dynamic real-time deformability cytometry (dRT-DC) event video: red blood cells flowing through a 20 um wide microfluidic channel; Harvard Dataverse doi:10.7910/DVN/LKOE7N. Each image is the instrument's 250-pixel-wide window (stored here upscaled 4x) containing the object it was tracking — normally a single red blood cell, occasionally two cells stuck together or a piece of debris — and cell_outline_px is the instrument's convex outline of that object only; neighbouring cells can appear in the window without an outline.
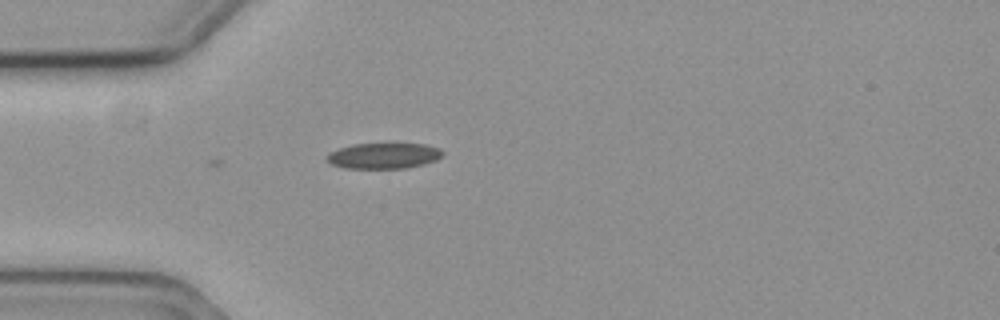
{"species": "common noctule bat (a hibernating species)", "species_latin": "Nyctalus noctula", "temperature_condition": "cold", "stored_images_in_passage": 3, "camera_frame_rate_fps": 3000, "um_per_image_px": 0.085, "animal": {"sex": "female", "body_mass_g": 19.3, "forearm_length_mm": 54.1}, "frame": {"image": 1, "passage_image": 3, "time_ms": 0.667, "image_size_px": [1000, 320], "cell_outline_px": [[444, 152], [436, 160], [424, 164], [404, 168], [344, 168], [332, 164], [324, 160], [324, 156], [328, 152], [352, 144], [424, 144], [440, 148]], "centroid_in_image_um": [32.56, 13.24], "position_along_channel_um": 52.4, "area_um2": 17.4}}